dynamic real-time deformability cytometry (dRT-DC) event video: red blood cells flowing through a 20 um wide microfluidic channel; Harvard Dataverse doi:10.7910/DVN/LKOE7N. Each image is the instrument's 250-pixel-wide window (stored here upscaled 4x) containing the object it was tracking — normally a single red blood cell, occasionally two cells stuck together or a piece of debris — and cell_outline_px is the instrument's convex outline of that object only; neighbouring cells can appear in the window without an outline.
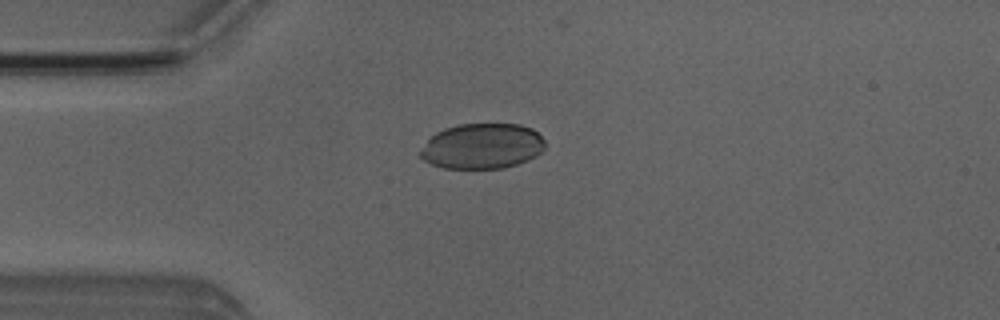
{"species": "Egyptian fruit bat (a non-hibernating species)", "species_latin": "Rousettus aegyptiacus", "temperature_condition": "room temperature", "stored_images_in_passage": 4, "camera_frame_rate_fps": 3000, "um_per_image_px": 0.085, "animal": {"sex": "male"}, "frame": {"image": 1, "passage_image": 3, "time_ms": 3.333, "image_size_px": [1000, 320], "cell_outline_px": [[544, 148], [536, 156], [528, 160], [504, 168], [444, 168], [432, 164], [424, 160], [420, 156], [420, 152], [428, 140], [436, 132], [444, 128], [460, 124], [520, 124], [532, 128], [544, 140]], "centroid_in_image_um": [40.99, 12.42], "position_along_channel_um": 44.0, "area_um2": 32.83}}